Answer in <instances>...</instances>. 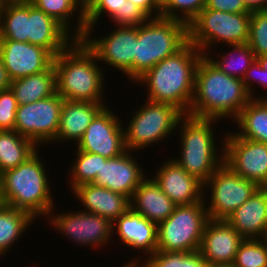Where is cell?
<instances>
[{
  "instance_id": "17",
  "label": "cell",
  "mask_w": 267,
  "mask_h": 267,
  "mask_svg": "<svg viewBox=\"0 0 267 267\" xmlns=\"http://www.w3.org/2000/svg\"><path fill=\"white\" fill-rule=\"evenodd\" d=\"M131 153L126 150L117 157L102 161V168L93 184L120 193L130 199L135 189L146 177L144 169L139 166L140 164Z\"/></svg>"
},
{
  "instance_id": "4",
  "label": "cell",
  "mask_w": 267,
  "mask_h": 267,
  "mask_svg": "<svg viewBox=\"0 0 267 267\" xmlns=\"http://www.w3.org/2000/svg\"><path fill=\"white\" fill-rule=\"evenodd\" d=\"M37 150L16 168L0 174L5 205L29 212L35 219L44 217L54 208L50 179Z\"/></svg>"
},
{
  "instance_id": "44",
  "label": "cell",
  "mask_w": 267,
  "mask_h": 267,
  "mask_svg": "<svg viewBox=\"0 0 267 267\" xmlns=\"http://www.w3.org/2000/svg\"><path fill=\"white\" fill-rule=\"evenodd\" d=\"M249 11L267 10V0H241Z\"/></svg>"
},
{
  "instance_id": "2",
  "label": "cell",
  "mask_w": 267,
  "mask_h": 267,
  "mask_svg": "<svg viewBox=\"0 0 267 267\" xmlns=\"http://www.w3.org/2000/svg\"><path fill=\"white\" fill-rule=\"evenodd\" d=\"M251 99L242 79L223 73L205 55L201 57L189 115L234 121Z\"/></svg>"
},
{
  "instance_id": "8",
  "label": "cell",
  "mask_w": 267,
  "mask_h": 267,
  "mask_svg": "<svg viewBox=\"0 0 267 267\" xmlns=\"http://www.w3.org/2000/svg\"><path fill=\"white\" fill-rule=\"evenodd\" d=\"M205 196L201 202L176 205L173 213L157 226V250L194 252L201 245L209 221Z\"/></svg>"
},
{
  "instance_id": "30",
  "label": "cell",
  "mask_w": 267,
  "mask_h": 267,
  "mask_svg": "<svg viewBox=\"0 0 267 267\" xmlns=\"http://www.w3.org/2000/svg\"><path fill=\"white\" fill-rule=\"evenodd\" d=\"M0 39L28 42V1L4 2L0 8Z\"/></svg>"
},
{
  "instance_id": "48",
  "label": "cell",
  "mask_w": 267,
  "mask_h": 267,
  "mask_svg": "<svg viewBox=\"0 0 267 267\" xmlns=\"http://www.w3.org/2000/svg\"><path fill=\"white\" fill-rule=\"evenodd\" d=\"M208 267H236L234 263L220 264V265H208Z\"/></svg>"
},
{
  "instance_id": "35",
  "label": "cell",
  "mask_w": 267,
  "mask_h": 267,
  "mask_svg": "<svg viewBox=\"0 0 267 267\" xmlns=\"http://www.w3.org/2000/svg\"><path fill=\"white\" fill-rule=\"evenodd\" d=\"M144 267H208L201 252H164L156 250L144 258Z\"/></svg>"
},
{
  "instance_id": "36",
  "label": "cell",
  "mask_w": 267,
  "mask_h": 267,
  "mask_svg": "<svg viewBox=\"0 0 267 267\" xmlns=\"http://www.w3.org/2000/svg\"><path fill=\"white\" fill-rule=\"evenodd\" d=\"M236 267H267V244L263 239H244L234 260Z\"/></svg>"
},
{
  "instance_id": "12",
  "label": "cell",
  "mask_w": 267,
  "mask_h": 267,
  "mask_svg": "<svg viewBox=\"0 0 267 267\" xmlns=\"http://www.w3.org/2000/svg\"><path fill=\"white\" fill-rule=\"evenodd\" d=\"M103 37L91 38L82 36L80 39L96 56L98 62L114 66L134 83V55L138 41L137 26H118ZM98 38V39H97Z\"/></svg>"
},
{
  "instance_id": "22",
  "label": "cell",
  "mask_w": 267,
  "mask_h": 267,
  "mask_svg": "<svg viewBox=\"0 0 267 267\" xmlns=\"http://www.w3.org/2000/svg\"><path fill=\"white\" fill-rule=\"evenodd\" d=\"M112 228L122 244L143 250L145 258L157 250V225L131 208L112 223Z\"/></svg>"
},
{
  "instance_id": "38",
  "label": "cell",
  "mask_w": 267,
  "mask_h": 267,
  "mask_svg": "<svg viewBox=\"0 0 267 267\" xmlns=\"http://www.w3.org/2000/svg\"><path fill=\"white\" fill-rule=\"evenodd\" d=\"M248 45L255 57L267 54V10L251 12Z\"/></svg>"
},
{
  "instance_id": "49",
  "label": "cell",
  "mask_w": 267,
  "mask_h": 267,
  "mask_svg": "<svg viewBox=\"0 0 267 267\" xmlns=\"http://www.w3.org/2000/svg\"><path fill=\"white\" fill-rule=\"evenodd\" d=\"M4 201H3V198H2V189H1V182H0V208L4 205Z\"/></svg>"
},
{
  "instance_id": "33",
  "label": "cell",
  "mask_w": 267,
  "mask_h": 267,
  "mask_svg": "<svg viewBox=\"0 0 267 267\" xmlns=\"http://www.w3.org/2000/svg\"><path fill=\"white\" fill-rule=\"evenodd\" d=\"M228 47H230L231 52L229 51L222 56L218 55L220 59L212 58L211 54H206L205 56L223 73L243 79L246 71L256 60L255 54L248 43L228 45Z\"/></svg>"
},
{
  "instance_id": "19",
  "label": "cell",
  "mask_w": 267,
  "mask_h": 267,
  "mask_svg": "<svg viewBox=\"0 0 267 267\" xmlns=\"http://www.w3.org/2000/svg\"><path fill=\"white\" fill-rule=\"evenodd\" d=\"M162 164L152 178L176 205H189L204 199L201 181L188 174L173 158Z\"/></svg>"
},
{
  "instance_id": "37",
  "label": "cell",
  "mask_w": 267,
  "mask_h": 267,
  "mask_svg": "<svg viewBox=\"0 0 267 267\" xmlns=\"http://www.w3.org/2000/svg\"><path fill=\"white\" fill-rule=\"evenodd\" d=\"M205 6L206 0H161V17L189 25Z\"/></svg>"
},
{
  "instance_id": "15",
  "label": "cell",
  "mask_w": 267,
  "mask_h": 267,
  "mask_svg": "<svg viewBox=\"0 0 267 267\" xmlns=\"http://www.w3.org/2000/svg\"><path fill=\"white\" fill-rule=\"evenodd\" d=\"M114 111L104 106L92 119L81 140L78 150L114 158L126 151L124 128ZM120 120V121H119Z\"/></svg>"
},
{
  "instance_id": "51",
  "label": "cell",
  "mask_w": 267,
  "mask_h": 267,
  "mask_svg": "<svg viewBox=\"0 0 267 267\" xmlns=\"http://www.w3.org/2000/svg\"><path fill=\"white\" fill-rule=\"evenodd\" d=\"M263 240H264V241H265V243L267 244V231H266V234H265V236H264Z\"/></svg>"
},
{
  "instance_id": "18",
  "label": "cell",
  "mask_w": 267,
  "mask_h": 267,
  "mask_svg": "<svg viewBox=\"0 0 267 267\" xmlns=\"http://www.w3.org/2000/svg\"><path fill=\"white\" fill-rule=\"evenodd\" d=\"M244 238L227 220L209 219L199 251L208 265L234 263L239 245Z\"/></svg>"
},
{
  "instance_id": "11",
  "label": "cell",
  "mask_w": 267,
  "mask_h": 267,
  "mask_svg": "<svg viewBox=\"0 0 267 267\" xmlns=\"http://www.w3.org/2000/svg\"><path fill=\"white\" fill-rule=\"evenodd\" d=\"M63 102L64 99L56 92L36 102L18 105L14 130L32 140L38 147L40 144L53 143Z\"/></svg>"
},
{
  "instance_id": "9",
  "label": "cell",
  "mask_w": 267,
  "mask_h": 267,
  "mask_svg": "<svg viewBox=\"0 0 267 267\" xmlns=\"http://www.w3.org/2000/svg\"><path fill=\"white\" fill-rule=\"evenodd\" d=\"M135 111L127 128H124L125 147L132 152L169 138L184 115L172 104L149 100Z\"/></svg>"
},
{
  "instance_id": "47",
  "label": "cell",
  "mask_w": 267,
  "mask_h": 267,
  "mask_svg": "<svg viewBox=\"0 0 267 267\" xmlns=\"http://www.w3.org/2000/svg\"><path fill=\"white\" fill-rule=\"evenodd\" d=\"M96 0H85L84 1V10L86 11Z\"/></svg>"
},
{
  "instance_id": "5",
  "label": "cell",
  "mask_w": 267,
  "mask_h": 267,
  "mask_svg": "<svg viewBox=\"0 0 267 267\" xmlns=\"http://www.w3.org/2000/svg\"><path fill=\"white\" fill-rule=\"evenodd\" d=\"M216 121L219 120L184 114L177 125L181 155L173 159L203 184L224 163V142L219 149L215 144L213 124L216 125Z\"/></svg>"
},
{
  "instance_id": "32",
  "label": "cell",
  "mask_w": 267,
  "mask_h": 267,
  "mask_svg": "<svg viewBox=\"0 0 267 267\" xmlns=\"http://www.w3.org/2000/svg\"><path fill=\"white\" fill-rule=\"evenodd\" d=\"M33 221L35 218L24 210L5 204L0 208V257L15 246L14 243L19 241L30 224L33 225Z\"/></svg>"
},
{
  "instance_id": "42",
  "label": "cell",
  "mask_w": 267,
  "mask_h": 267,
  "mask_svg": "<svg viewBox=\"0 0 267 267\" xmlns=\"http://www.w3.org/2000/svg\"><path fill=\"white\" fill-rule=\"evenodd\" d=\"M129 1L134 3L137 7L141 8L150 18L161 17V0H129Z\"/></svg>"
},
{
  "instance_id": "43",
  "label": "cell",
  "mask_w": 267,
  "mask_h": 267,
  "mask_svg": "<svg viewBox=\"0 0 267 267\" xmlns=\"http://www.w3.org/2000/svg\"><path fill=\"white\" fill-rule=\"evenodd\" d=\"M11 81L12 80L9 77L8 71L0 56V91L9 89L11 87Z\"/></svg>"
},
{
  "instance_id": "34",
  "label": "cell",
  "mask_w": 267,
  "mask_h": 267,
  "mask_svg": "<svg viewBox=\"0 0 267 267\" xmlns=\"http://www.w3.org/2000/svg\"><path fill=\"white\" fill-rule=\"evenodd\" d=\"M76 150V161L69 168V173H71L68 174L71 175L69 176L71 179L69 180V187H71L72 190L77 186L93 183L98 172H100L102 168V161H107L108 159L98 154H93L78 149Z\"/></svg>"
},
{
  "instance_id": "16",
  "label": "cell",
  "mask_w": 267,
  "mask_h": 267,
  "mask_svg": "<svg viewBox=\"0 0 267 267\" xmlns=\"http://www.w3.org/2000/svg\"><path fill=\"white\" fill-rule=\"evenodd\" d=\"M0 56L11 80L43 72L54 60L45 48L9 39H0Z\"/></svg>"
},
{
  "instance_id": "27",
  "label": "cell",
  "mask_w": 267,
  "mask_h": 267,
  "mask_svg": "<svg viewBox=\"0 0 267 267\" xmlns=\"http://www.w3.org/2000/svg\"><path fill=\"white\" fill-rule=\"evenodd\" d=\"M10 89L18 105H25L56 93V72L52 64L47 70L11 81Z\"/></svg>"
},
{
  "instance_id": "39",
  "label": "cell",
  "mask_w": 267,
  "mask_h": 267,
  "mask_svg": "<svg viewBox=\"0 0 267 267\" xmlns=\"http://www.w3.org/2000/svg\"><path fill=\"white\" fill-rule=\"evenodd\" d=\"M17 100L9 88L0 91V131H12L15 128Z\"/></svg>"
},
{
  "instance_id": "31",
  "label": "cell",
  "mask_w": 267,
  "mask_h": 267,
  "mask_svg": "<svg viewBox=\"0 0 267 267\" xmlns=\"http://www.w3.org/2000/svg\"><path fill=\"white\" fill-rule=\"evenodd\" d=\"M37 147L15 130L0 131V174L25 162L38 150Z\"/></svg>"
},
{
  "instance_id": "13",
  "label": "cell",
  "mask_w": 267,
  "mask_h": 267,
  "mask_svg": "<svg viewBox=\"0 0 267 267\" xmlns=\"http://www.w3.org/2000/svg\"><path fill=\"white\" fill-rule=\"evenodd\" d=\"M228 132L223 137L224 164L259 187H267V145Z\"/></svg>"
},
{
  "instance_id": "23",
  "label": "cell",
  "mask_w": 267,
  "mask_h": 267,
  "mask_svg": "<svg viewBox=\"0 0 267 267\" xmlns=\"http://www.w3.org/2000/svg\"><path fill=\"white\" fill-rule=\"evenodd\" d=\"M71 192L82 202V211L98 214L111 223L130 209L128 197L93 183L77 186Z\"/></svg>"
},
{
  "instance_id": "24",
  "label": "cell",
  "mask_w": 267,
  "mask_h": 267,
  "mask_svg": "<svg viewBox=\"0 0 267 267\" xmlns=\"http://www.w3.org/2000/svg\"><path fill=\"white\" fill-rule=\"evenodd\" d=\"M104 14L118 26L138 27L150 19L141 8L129 0H96L85 11L86 30L83 36L92 37L94 26Z\"/></svg>"
},
{
  "instance_id": "3",
  "label": "cell",
  "mask_w": 267,
  "mask_h": 267,
  "mask_svg": "<svg viewBox=\"0 0 267 267\" xmlns=\"http://www.w3.org/2000/svg\"><path fill=\"white\" fill-rule=\"evenodd\" d=\"M56 92L70 101L104 103V72L96 56L81 40H75L54 57ZM103 99V100H102Z\"/></svg>"
},
{
  "instance_id": "46",
  "label": "cell",
  "mask_w": 267,
  "mask_h": 267,
  "mask_svg": "<svg viewBox=\"0 0 267 267\" xmlns=\"http://www.w3.org/2000/svg\"><path fill=\"white\" fill-rule=\"evenodd\" d=\"M256 60L264 69L267 70V54L256 57Z\"/></svg>"
},
{
  "instance_id": "21",
  "label": "cell",
  "mask_w": 267,
  "mask_h": 267,
  "mask_svg": "<svg viewBox=\"0 0 267 267\" xmlns=\"http://www.w3.org/2000/svg\"><path fill=\"white\" fill-rule=\"evenodd\" d=\"M244 239H263L267 231V187H260L227 219Z\"/></svg>"
},
{
  "instance_id": "7",
  "label": "cell",
  "mask_w": 267,
  "mask_h": 267,
  "mask_svg": "<svg viewBox=\"0 0 267 267\" xmlns=\"http://www.w3.org/2000/svg\"><path fill=\"white\" fill-rule=\"evenodd\" d=\"M251 13H229L206 7L189 23L188 42L203 55L218 43H248ZM209 49V50H207Z\"/></svg>"
},
{
  "instance_id": "50",
  "label": "cell",
  "mask_w": 267,
  "mask_h": 267,
  "mask_svg": "<svg viewBox=\"0 0 267 267\" xmlns=\"http://www.w3.org/2000/svg\"><path fill=\"white\" fill-rule=\"evenodd\" d=\"M6 0H0V8L4 5V2H5Z\"/></svg>"
},
{
  "instance_id": "25",
  "label": "cell",
  "mask_w": 267,
  "mask_h": 267,
  "mask_svg": "<svg viewBox=\"0 0 267 267\" xmlns=\"http://www.w3.org/2000/svg\"><path fill=\"white\" fill-rule=\"evenodd\" d=\"M150 178L146 176L135 189L130 208L158 226L173 213L176 204Z\"/></svg>"
},
{
  "instance_id": "41",
  "label": "cell",
  "mask_w": 267,
  "mask_h": 267,
  "mask_svg": "<svg viewBox=\"0 0 267 267\" xmlns=\"http://www.w3.org/2000/svg\"><path fill=\"white\" fill-rule=\"evenodd\" d=\"M205 7L229 13H251L241 0H206Z\"/></svg>"
},
{
  "instance_id": "6",
  "label": "cell",
  "mask_w": 267,
  "mask_h": 267,
  "mask_svg": "<svg viewBox=\"0 0 267 267\" xmlns=\"http://www.w3.org/2000/svg\"><path fill=\"white\" fill-rule=\"evenodd\" d=\"M188 43V25L176 19L150 18L138 26L134 55V83L163 59L180 51Z\"/></svg>"
},
{
  "instance_id": "20",
  "label": "cell",
  "mask_w": 267,
  "mask_h": 267,
  "mask_svg": "<svg viewBox=\"0 0 267 267\" xmlns=\"http://www.w3.org/2000/svg\"><path fill=\"white\" fill-rule=\"evenodd\" d=\"M70 34L55 19L28 1V42L30 44L47 49L55 57L76 40Z\"/></svg>"
},
{
  "instance_id": "14",
  "label": "cell",
  "mask_w": 267,
  "mask_h": 267,
  "mask_svg": "<svg viewBox=\"0 0 267 267\" xmlns=\"http://www.w3.org/2000/svg\"><path fill=\"white\" fill-rule=\"evenodd\" d=\"M53 212L54 209L48 213L47 221L51 219L49 223L55 228V231H60L59 233L65 235L66 238L78 245H90L91 248L109 245L108 241H111L110 238L112 239L113 228L108 219L98 214L79 210L72 213L68 211L61 214L55 213V216Z\"/></svg>"
},
{
  "instance_id": "45",
  "label": "cell",
  "mask_w": 267,
  "mask_h": 267,
  "mask_svg": "<svg viewBox=\"0 0 267 267\" xmlns=\"http://www.w3.org/2000/svg\"><path fill=\"white\" fill-rule=\"evenodd\" d=\"M140 258H136L135 257L134 258L135 260L133 259L131 262L129 261V263H127V264L125 263V265L123 267H144L143 264L140 263L141 260H143L144 257H140Z\"/></svg>"
},
{
  "instance_id": "26",
  "label": "cell",
  "mask_w": 267,
  "mask_h": 267,
  "mask_svg": "<svg viewBox=\"0 0 267 267\" xmlns=\"http://www.w3.org/2000/svg\"><path fill=\"white\" fill-rule=\"evenodd\" d=\"M105 104L64 100L54 143H69L74 140L77 145L95 115L107 106Z\"/></svg>"
},
{
  "instance_id": "40",
  "label": "cell",
  "mask_w": 267,
  "mask_h": 267,
  "mask_svg": "<svg viewBox=\"0 0 267 267\" xmlns=\"http://www.w3.org/2000/svg\"><path fill=\"white\" fill-rule=\"evenodd\" d=\"M242 81L252 99H258V97L259 99H267V96L265 95H259L257 97L256 93L254 94L255 90L253 88V83L255 82L258 84L257 87H264L266 88L265 91H267V70L264 69L257 60H255L250 68L246 71Z\"/></svg>"
},
{
  "instance_id": "28",
  "label": "cell",
  "mask_w": 267,
  "mask_h": 267,
  "mask_svg": "<svg viewBox=\"0 0 267 267\" xmlns=\"http://www.w3.org/2000/svg\"><path fill=\"white\" fill-rule=\"evenodd\" d=\"M37 9L43 11L60 23L69 33L73 23L71 18L77 15L76 25L72 28V36L80 40L85 33V10L82 0H29ZM79 11V13H78ZM77 13V14H76ZM79 14V15H78ZM70 26V27H69Z\"/></svg>"
},
{
  "instance_id": "10",
  "label": "cell",
  "mask_w": 267,
  "mask_h": 267,
  "mask_svg": "<svg viewBox=\"0 0 267 267\" xmlns=\"http://www.w3.org/2000/svg\"><path fill=\"white\" fill-rule=\"evenodd\" d=\"M259 188L254 181L235 174L223 163L204 183V195L207 194L206 189L211 191L210 202L206 204L209 218L226 220Z\"/></svg>"
},
{
  "instance_id": "1",
  "label": "cell",
  "mask_w": 267,
  "mask_h": 267,
  "mask_svg": "<svg viewBox=\"0 0 267 267\" xmlns=\"http://www.w3.org/2000/svg\"><path fill=\"white\" fill-rule=\"evenodd\" d=\"M202 56V52L188 42L180 51L157 63L135 82L146 85L147 100L172 104L188 114L194 96L196 68Z\"/></svg>"
},
{
  "instance_id": "29",
  "label": "cell",
  "mask_w": 267,
  "mask_h": 267,
  "mask_svg": "<svg viewBox=\"0 0 267 267\" xmlns=\"http://www.w3.org/2000/svg\"><path fill=\"white\" fill-rule=\"evenodd\" d=\"M234 120L238 137L267 144V99H251Z\"/></svg>"
}]
</instances>
